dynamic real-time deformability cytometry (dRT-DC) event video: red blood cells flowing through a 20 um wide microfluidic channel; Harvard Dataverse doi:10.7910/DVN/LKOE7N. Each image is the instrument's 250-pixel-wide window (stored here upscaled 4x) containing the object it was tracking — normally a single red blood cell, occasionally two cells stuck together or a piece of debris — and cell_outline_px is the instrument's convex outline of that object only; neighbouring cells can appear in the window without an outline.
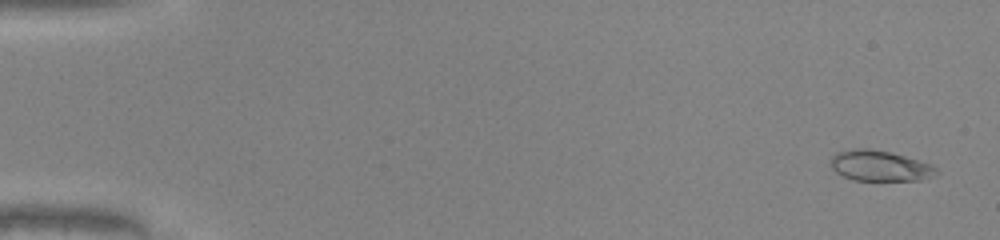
{"species": "common noctule bat (a hibernating species)", "species_latin": "Nyctalus noctula", "temperature_condition": "warm", "stored_images_in_passage": 50, "camera_frame_rate_fps": 3000, "um_per_image_px": 0.085, "animal": {"sex": "male", "body_mass_g": 20.0, "forearm_length_mm": 53.3}, "frame": {"image": 1, "passage_image": 2, "time_ms": 0.333, "image_size_px": [1000, 240], "cell_outline_px": [[940, 172], [932, 176], [920, 180], [852, 180], [836, 172], [832, 168], [832, 156], [836, 152], [856, 148], [868, 148], [892, 152], [928, 164], [936, 168]], "centroid_in_image_um": [74.76, 14.09], "position_along_channel_um": 10.2, "area_um2": 18.61}}
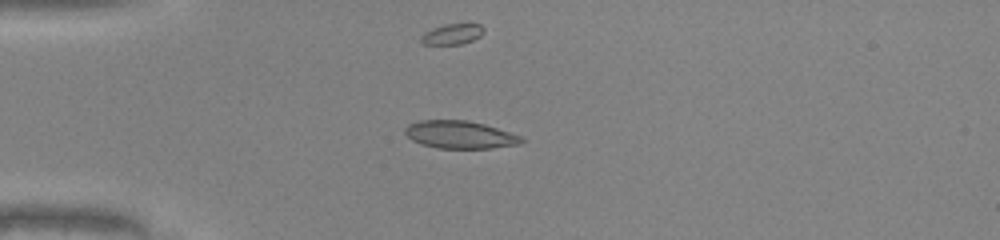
{"frame": {"image": 2, "passage_image": 14, "time_ms": 4.333, "image_size_px": [1000, 240], "cell_outline_px": [[524, 140], [520, 144], [492, 148], [436, 148], [420, 144], [412, 140], [404, 132], [404, 128], [408, 124], [420, 120], [468, 120], [484, 124], [520, 136]], "centroid_in_image_um": [39.05, 11.45], "position_along_channel_um": 46.0, "area_um2": 18.73}}
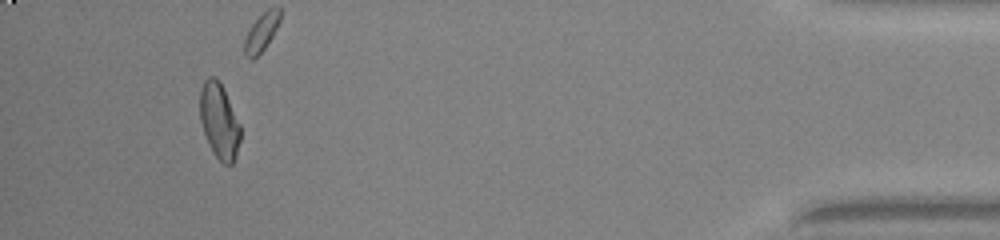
{"frame": {"image": 3, "passage_image": 47, "time_ms": 15.333, "image_size_px": [1000, 240], "cell_outline_px": [[240, 140], [236, 156], [232, 164], [224, 164], [216, 156], [208, 144], [200, 120], [200, 88], [204, 80], [208, 76], [216, 76], [220, 80], [224, 88], [240, 124]], "centroid_in_image_um": [18.63, 10.23], "position_along_channel_um": 416.6, "area_um2": 17.92}}